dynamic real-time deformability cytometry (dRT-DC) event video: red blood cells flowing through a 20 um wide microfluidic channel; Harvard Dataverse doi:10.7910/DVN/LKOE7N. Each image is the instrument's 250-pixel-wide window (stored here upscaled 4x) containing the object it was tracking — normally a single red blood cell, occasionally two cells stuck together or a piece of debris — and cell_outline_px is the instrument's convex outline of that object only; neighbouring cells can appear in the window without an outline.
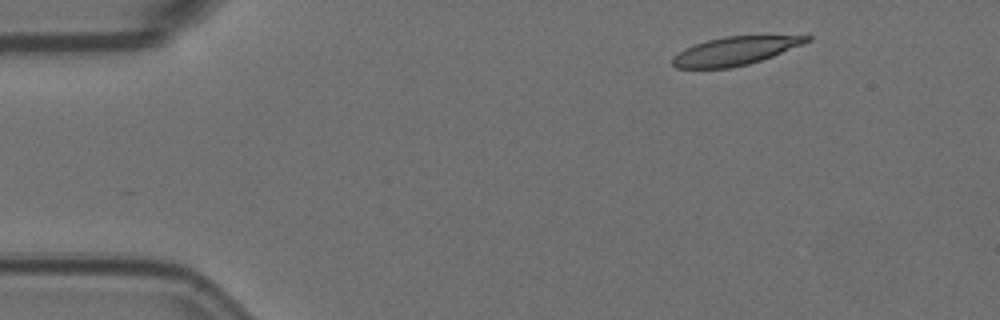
{"species": "Egyptian fruit bat (a non-hibernating species)", "species_latin": "Rousettus aegyptiacus", "temperature_condition": "room temperature", "stored_images_in_passage": 4, "camera_frame_rate_fps": 3000, "um_per_image_px": 0.085, "animal": {"sex": "female"}, "frame": {"image": 1, "passage_image": 1, "time_ms": 0.0, "image_size_px": [1000, 320], "cell_outline_px": [[812, 40], [772, 56], [748, 64], [728, 68], [676, 68], [672, 64], [672, 56], [684, 48], [708, 40], [724, 36], [812, 36]], "centroid_in_image_um": [62.43, 4.33], "position_along_channel_um": 22.6, "area_um2": 21.85}}
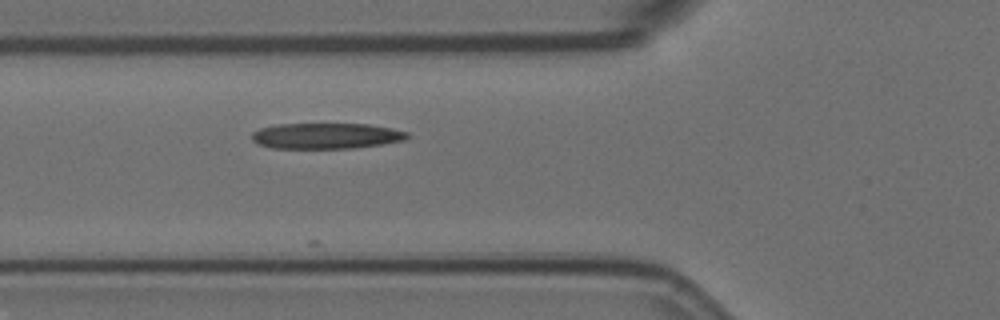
{"frame": {"image": 2, "passage_image": 4, "time_ms": 1.0, "image_size_px": [1000, 320], "cell_outline_px": [[412, 136], [404, 140], [356, 148], [272, 148], [260, 144], [252, 140], [252, 132], [260, 128], [276, 124], [368, 124], [392, 128], [408, 132]], "centroid_in_image_um": [27.75, 11.54], "position_along_channel_um": 98.1, "area_um2": 23.35}}